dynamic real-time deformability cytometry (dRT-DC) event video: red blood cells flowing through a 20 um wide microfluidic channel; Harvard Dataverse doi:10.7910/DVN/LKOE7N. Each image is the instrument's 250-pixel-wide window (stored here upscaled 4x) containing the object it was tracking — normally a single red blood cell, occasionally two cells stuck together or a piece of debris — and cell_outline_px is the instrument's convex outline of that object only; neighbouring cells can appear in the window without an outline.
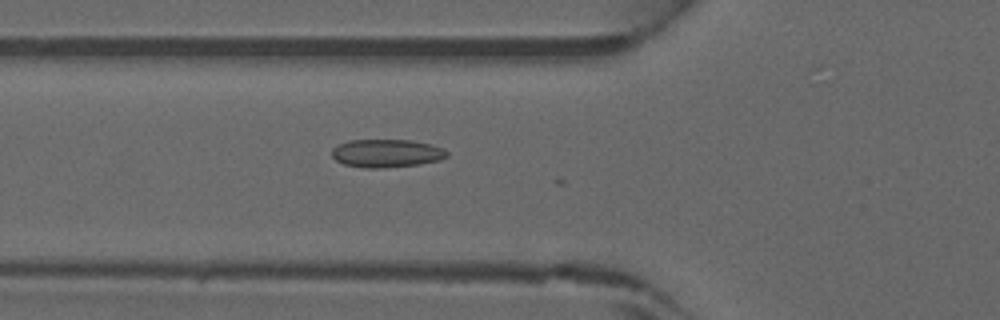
{"species": "common noctule bat (a hibernating species)", "species_latin": "Nyctalus noctula", "temperature_condition": "warm", "stored_images_in_passage": 18, "camera_frame_rate_fps": 3000, "um_per_image_px": 0.085, "animal": {"sex": "male", "forearm_length_mm": 52.5}, "frame": {"image": 1, "passage_image": 17, "time_ms": 5.333, "image_size_px": [1000, 320], "cell_outline_px": [[448, 156], [440, 160], [420, 164], [380, 168], [364, 168], [344, 164], [336, 160], [332, 156], [332, 148], [348, 140], [408, 140], [428, 144], [444, 148], [448, 152]], "centroid_in_image_um": [32.86, 13.03], "position_along_channel_um": 92.9, "area_um2": 18.79}}